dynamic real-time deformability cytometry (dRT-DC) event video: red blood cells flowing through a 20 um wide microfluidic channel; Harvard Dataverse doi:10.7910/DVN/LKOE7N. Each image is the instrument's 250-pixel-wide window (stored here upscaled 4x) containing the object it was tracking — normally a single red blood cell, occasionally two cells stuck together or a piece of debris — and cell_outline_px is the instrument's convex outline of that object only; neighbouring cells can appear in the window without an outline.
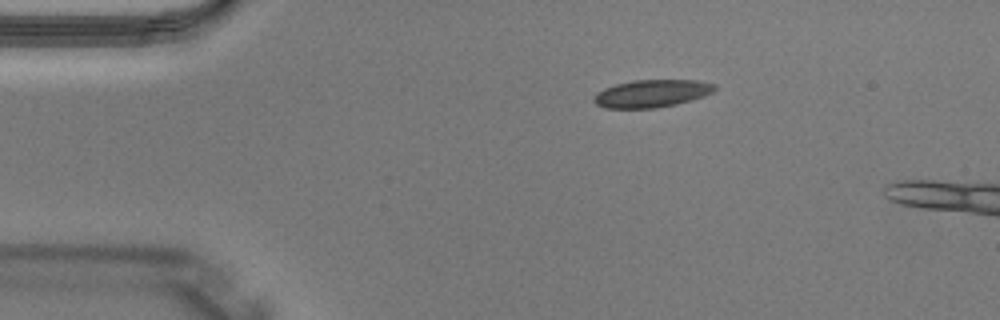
{"species": "Egyptian fruit bat (a non-hibernating species)", "species_latin": "Rousettus aegyptiacus", "temperature_condition": "warm", "stored_images_in_passage": 4, "camera_frame_rate_fps": 3000, "um_per_image_px": 0.085, "animal": {"sex": "male"}, "frame": {"image": 1, "passage_image": 4, "time_ms": 1.0, "image_size_px": [1000, 320], "cell_outline_px": [[716, 88], [712, 92], [704, 96], [692, 100], [676, 104], [656, 108], [604, 108], [596, 104], [592, 100], [604, 88], [616, 84], [636, 80], [696, 80], [716, 84]], "centroid_in_image_um": [55.43, 7.95], "position_along_channel_um": 29.6, "area_um2": 19.31}}